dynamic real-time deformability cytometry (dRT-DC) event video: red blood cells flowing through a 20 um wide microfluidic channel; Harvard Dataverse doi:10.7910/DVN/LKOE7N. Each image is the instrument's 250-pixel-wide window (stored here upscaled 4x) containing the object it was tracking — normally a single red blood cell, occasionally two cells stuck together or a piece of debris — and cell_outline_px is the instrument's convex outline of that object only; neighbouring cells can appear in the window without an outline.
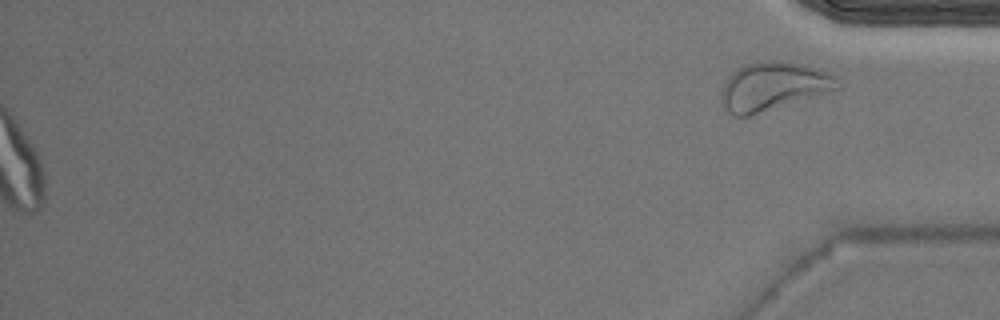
{"species": "Egyptian fruit bat (a non-hibernating species)", "species_latin": "Rousettus aegyptiacus", "temperature_condition": "warm", "stored_images_in_passage": 34, "segment_of_instrument_passage": [2, 2], "camera_frame_rate_fps": 3000, "um_per_image_px": 0.085, "animal": {"sex": "male"}, "frame": {"image": 1, "passage_image": 34, "time_ms": 11.0, "image_size_px": [1000, 320], "cell_outline_px": [[840, 88], [748, 116], [736, 116], [728, 112], [724, 108], [720, 100], [720, 96], [724, 84], [728, 76], [736, 68], [744, 64], [768, 60], [776, 60], [800, 64], [816, 68], [828, 72], [836, 76]], "centroid_in_image_um": [65.67, 7.32], "position_along_channel_um": 369.5, "area_um2": 32.43}}